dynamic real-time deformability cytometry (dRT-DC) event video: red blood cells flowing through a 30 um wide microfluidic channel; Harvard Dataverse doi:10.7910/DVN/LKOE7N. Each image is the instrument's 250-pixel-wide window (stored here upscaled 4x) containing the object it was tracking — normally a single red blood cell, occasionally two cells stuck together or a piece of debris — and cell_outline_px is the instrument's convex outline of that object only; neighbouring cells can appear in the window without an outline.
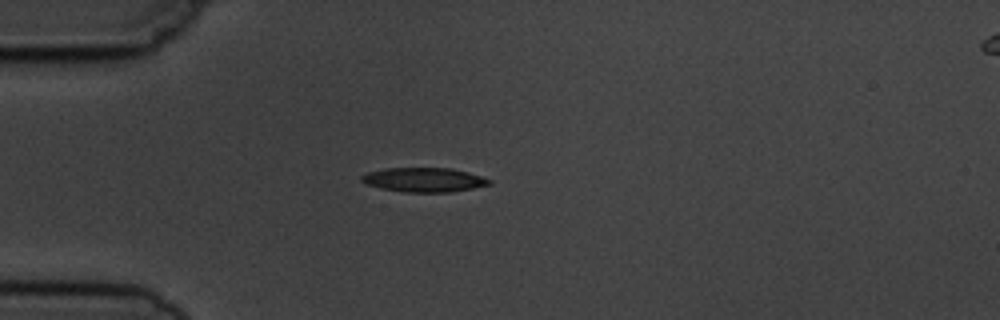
{"species": "common noctule bat (a hibernating species)", "species_latin": "Nyctalus noctula", "temperature_condition": "cold", "stored_images_in_passage": 5, "camera_frame_rate_fps": 3000, "um_per_image_px": 0.085, "animal": {"sex": "male", "body_mass_g": 19.5, "forearm_length_mm": 54.6}, "frame": {"image": 1, "passage_image": 4, "time_ms": 3.667, "image_size_px": [1000, 320], "cell_outline_px": [[492, 184], [472, 188], [448, 192], [404, 192], [380, 188], [368, 184], [360, 180], [360, 176], [368, 172], [384, 168], [452, 168], [468, 172], [492, 180]], "centroid_in_image_um": [36.03, 15.28], "position_along_channel_um": 49.0, "area_um2": 18.03}}